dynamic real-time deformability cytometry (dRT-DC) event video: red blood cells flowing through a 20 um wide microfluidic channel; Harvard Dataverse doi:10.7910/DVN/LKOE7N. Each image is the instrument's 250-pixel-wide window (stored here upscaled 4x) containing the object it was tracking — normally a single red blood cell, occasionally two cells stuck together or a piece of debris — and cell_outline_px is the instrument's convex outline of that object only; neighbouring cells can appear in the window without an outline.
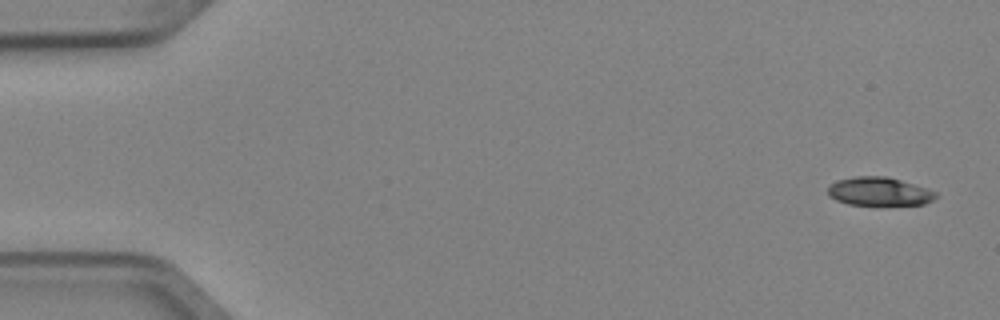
{"species": "Egyptian fruit bat (a non-hibernating species)", "species_latin": "Rousettus aegyptiacus", "temperature_condition": "cold", "stored_images_in_passage": 4, "camera_frame_rate_fps": 3000, "um_per_image_px": 0.085, "animal": {"sex": "female"}, "frame": {"image": 1, "passage_image": 1, "time_ms": 0.0, "image_size_px": [1000, 320], "cell_outline_px": [[936, 196], [932, 200], [924, 204], [848, 204], [836, 200], [828, 196], [828, 188], [836, 180], [852, 176], [888, 176], [936, 192]], "centroid_in_image_um": [74.67, 16.26], "position_along_channel_um": 10.3, "area_um2": 17.57}}
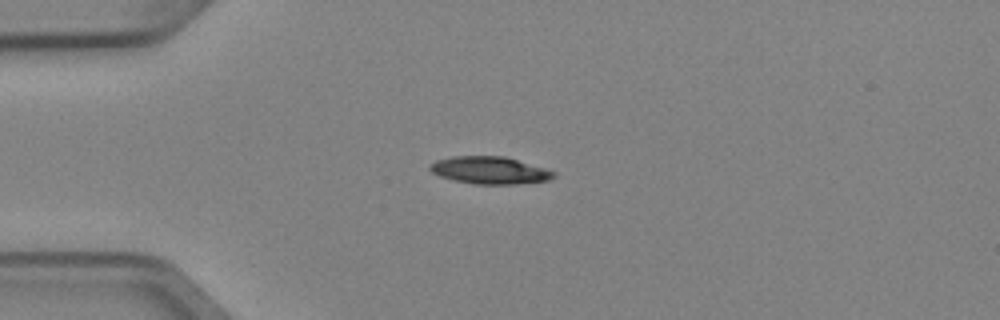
{"frame": {"image": 2, "passage_image": 4, "time_ms": 1.0, "image_size_px": [1000, 320], "cell_outline_px": [[556, 176], [548, 180], [516, 184], [476, 184], [456, 180], [440, 176], [432, 172], [428, 168], [436, 160], [452, 156], [504, 156], [544, 168], [556, 172]], "centroid_in_image_um": [41.63, 14.47], "position_along_channel_um": 43.4, "area_um2": 19.48}}